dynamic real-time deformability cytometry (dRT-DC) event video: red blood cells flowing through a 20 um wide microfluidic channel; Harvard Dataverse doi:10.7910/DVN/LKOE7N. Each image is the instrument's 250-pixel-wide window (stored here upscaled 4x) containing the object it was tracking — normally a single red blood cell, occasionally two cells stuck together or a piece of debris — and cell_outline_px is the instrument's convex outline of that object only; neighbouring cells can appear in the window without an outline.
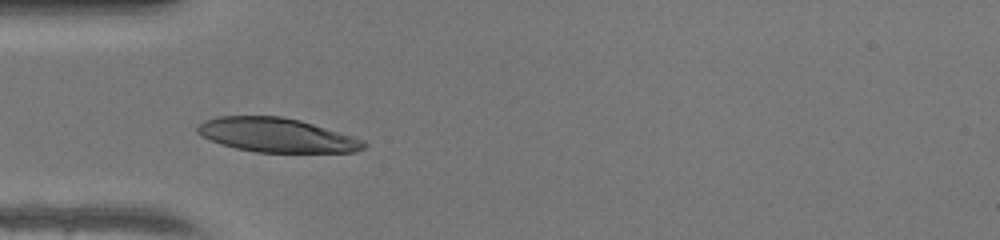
{"species": "human", "species_latin": "Homo sapiens", "temperature_condition": "warm", "stored_images_in_passage": 34, "camera_frame_rate_fps": 3000, "um_per_image_px": 0.085, "donor": {"sex": "female"}, "frame": {"image": 1, "passage_image": 1, "time_ms": 0.0, "image_size_px": [1000, 240], "cell_outline_px": [[368, 144], [364, 148], [356, 152], [256, 152], [236, 148], [220, 144], [196, 132], [196, 128], [204, 120], [216, 116], [280, 116], [300, 120], [352, 136], [364, 140]], "centroid_in_image_um": [23.52, 11.48], "position_along_channel_um": 61.5, "area_um2": 32.95}}
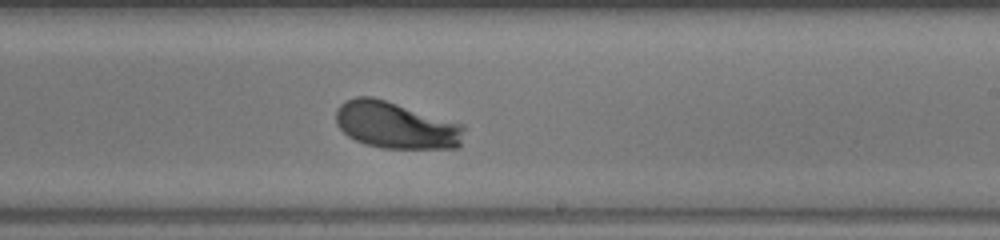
{"frame": {"image": 2, "passage_image": 15, "time_ms": 4.667, "image_size_px": [1000, 240], "cell_outline_px": [[464, 128], [460, 144], [456, 148], [380, 148], [364, 144], [348, 136], [336, 124], [336, 108], [340, 104], [356, 96], [372, 96], [464, 124]], "centroid_in_image_um": [33.63, 10.64], "position_along_channel_um": 255.4, "area_um2": 34.91}}
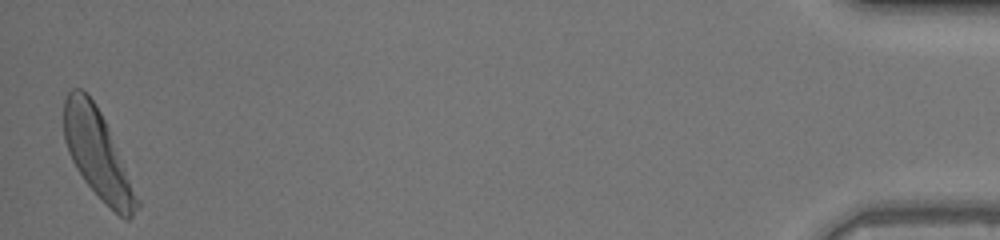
{"frame": {"image": 3, "passage_image": 34, "time_ms": 11.0, "image_size_px": [1000, 240], "cell_outline_px": [[140, 208], [128, 220], [124, 220], [84, 180], [76, 168], [68, 152], [64, 140], [64, 100], [68, 92], [72, 88], [80, 88], [96, 104], [108, 128], [140, 200]], "centroid_in_image_um": [8.29, 13.1], "position_along_channel_um": 426.9, "area_um2": 36.7}, "authors_computed_cell_mechanics": {"area_um2": 34.969, "velocity_mm_per_s": 4.234, "shape_relaxation_time_tau1_ms": 1.4521, "shape_relaxation_time_tau2_ms": null, "deformation_change_tau1": 0.1673, "deformation_change_tau2": null}}